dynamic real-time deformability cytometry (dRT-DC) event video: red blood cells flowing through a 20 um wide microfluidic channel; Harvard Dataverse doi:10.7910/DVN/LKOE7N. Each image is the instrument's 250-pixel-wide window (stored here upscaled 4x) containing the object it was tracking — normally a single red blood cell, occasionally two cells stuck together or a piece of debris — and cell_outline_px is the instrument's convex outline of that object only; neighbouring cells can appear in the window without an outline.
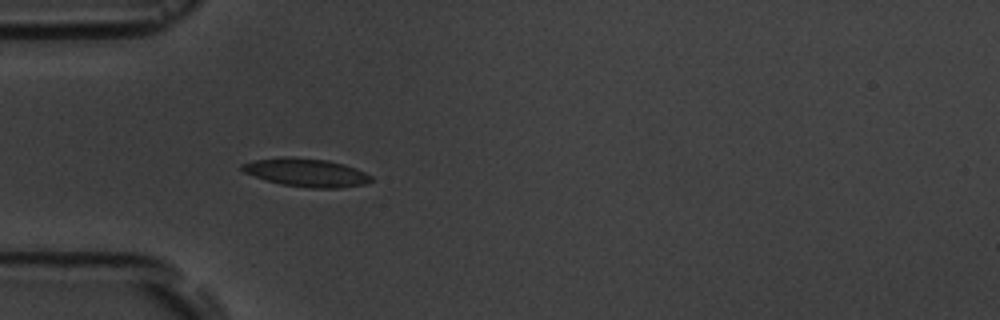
{"species": "common noctule bat (a hibernating species)", "species_latin": "Nyctalus noctula", "temperature_condition": "room temperature", "stored_images_in_passage": 3, "camera_frame_rate_fps": 3000, "um_per_image_px": 0.085, "animal": {"sex": "male", "body_mass_g": 19.5, "forearm_length_mm": 54.6}, "frame": {"image": 1, "passage_image": 3, "time_ms": 3.333, "image_size_px": [1000, 320], "cell_outline_px": [[372, 180], [364, 184], [336, 188], [308, 188], [280, 184], [244, 172], [240, 168], [240, 164], [252, 160], [284, 156], [288, 156], [328, 160], [344, 164], [356, 168], [372, 176]], "centroid_in_image_um": [26.01, 14.65], "position_along_channel_um": 59.0, "area_um2": 21.27}}